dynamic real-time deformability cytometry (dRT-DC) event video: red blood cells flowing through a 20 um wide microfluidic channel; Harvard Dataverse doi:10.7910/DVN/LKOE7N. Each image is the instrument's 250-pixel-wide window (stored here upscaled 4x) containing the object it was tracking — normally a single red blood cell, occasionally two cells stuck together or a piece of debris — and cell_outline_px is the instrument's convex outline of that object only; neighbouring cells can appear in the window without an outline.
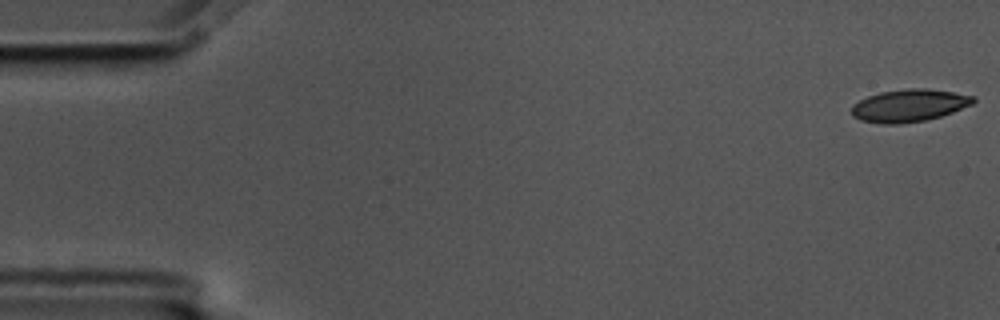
{"species": "common noctule bat (a hibernating species)", "species_latin": "Nyctalus noctula", "temperature_condition": "cold", "stored_images_in_passage": 56, "camera_frame_rate_fps": 3000, "um_per_image_px": 0.085, "animal": {"sex": "male", "body_mass_g": 17.5, "forearm_length_mm": 52.3}, "frame": {"image": 1, "passage_image": 1, "time_ms": 0.0, "image_size_px": [1000, 320], "cell_outline_px": [[976, 100], [972, 104], [952, 112], [940, 116], [924, 120], [900, 124], [880, 124], [860, 120], [852, 116], [852, 104], [868, 96], [880, 92], [908, 88], [924, 88], [952, 92], [976, 96]], "centroid_in_image_um": [77.26, 8.97], "position_along_channel_um": 7.7, "area_um2": 23.0}}
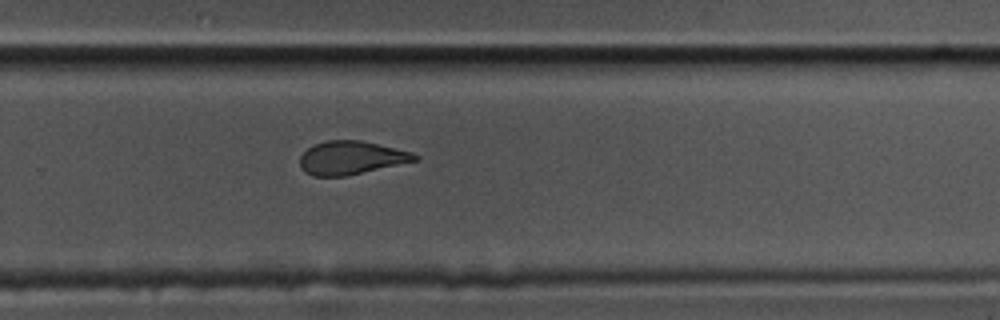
{"frame": {"image": 2, "passage_image": 37, "time_ms": 12.0, "image_size_px": [1000, 320], "cell_outline_px": [[420, 160], [344, 176], [312, 176], [304, 172], [300, 168], [300, 156], [308, 148], [316, 144], [328, 140], [360, 140], [412, 152], [420, 156]], "centroid_in_image_um": [29.85, 13.42], "position_along_channel_um": 300.0, "area_um2": 22.25}}
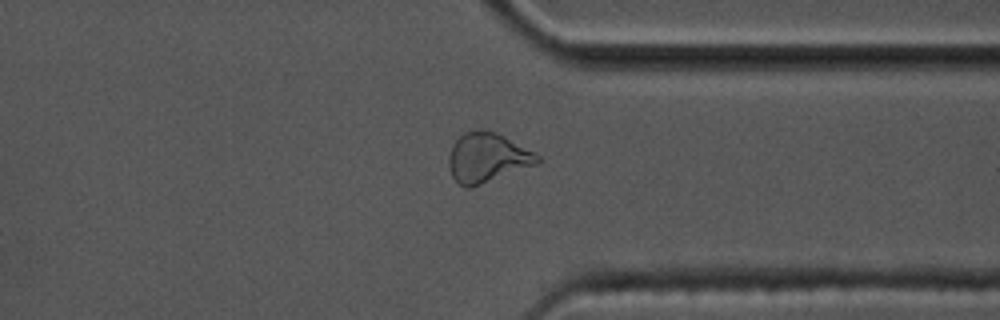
{"frame": {"image": 3, "passage_image": 43, "time_ms": 14.0, "image_size_px": [1000, 320], "cell_outline_px": [[540, 160], [536, 164], [472, 188], [464, 188], [452, 176], [448, 164], [448, 156], [452, 144], [464, 132], [480, 128], [496, 132], [536, 152], [540, 156]], "centroid_in_image_um": [41.4, 13.39], "position_along_channel_um": 370.0, "area_um2": 25.78}, "authors_computed_cell_mechanics": {"area_um2": 23.8136, "velocity_mm_per_s": 3.5665, "shape_relaxation_time_tau1_ms": 9.8232, "shape_relaxation_time_tau2_ms": 2.3121, "deformation_change_tau1": 0.2077, "deformation_change_tau2": 0.0924}}